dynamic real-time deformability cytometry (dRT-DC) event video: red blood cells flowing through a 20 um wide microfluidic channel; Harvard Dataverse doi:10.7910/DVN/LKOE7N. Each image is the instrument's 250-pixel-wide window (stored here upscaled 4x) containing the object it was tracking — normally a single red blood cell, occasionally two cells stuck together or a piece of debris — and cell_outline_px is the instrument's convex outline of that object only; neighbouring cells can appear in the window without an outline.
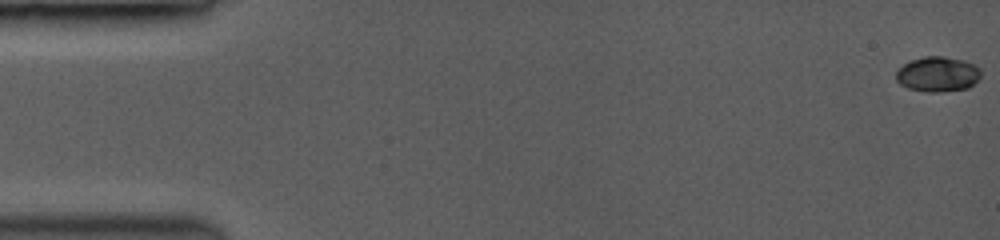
{"species": "common noctule bat (a hibernating species)", "species_latin": "Nyctalus noctula", "temperature_condition": "room temperature", "stored_images_in_passage": 57, "camera_frame_rate_fps": 3500, "um_per_image_px": 0.085, "animal": {"sex": "female", "body_mass_g": 19.0, "forearm_length_mm": 53.3}, "frame": {"image": 1, "passage_image": 1, "time_ms": 0.0, "image_size_px": [1000, 240], "cell_outline_px": [[980, 76], [968, 88], [940, 92], [928, 92], [908, 88], [900, 84], [896, 80], [896, 72], [904, 64], [912, 60], [924, 56], [940, 56], [964, 60], [976, 64], [980, 68]], "centroid_in_image_um": [79.71, 6.3], "position_along_channel_um": 5.3, "area_um2": 17.28}}
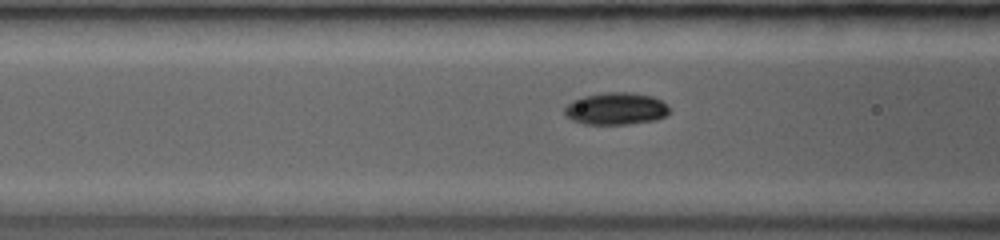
{"frame": {"image": 2, "passage_image": 24, "time_ms": 6.571, "image_size_px": [1000, 240], "cell_outline_px": [[668, 112], [664, 116], [656, 120], [628, 124], [584, 124], [572, 120], [564, 112], [564, 108], [572, 100], [584, 96], [604, 92], [624, 92], [652, 96], [660, 100], [668, 108]], "centroid_in_image_um": [52.32, 9.24], "position_along_channel_um": 114.3, "area_um2": 19.42}}
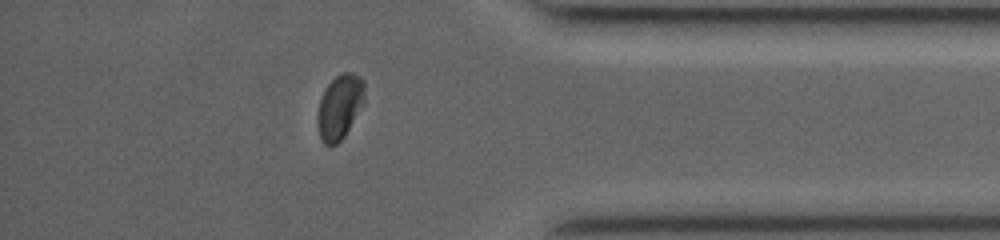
{"frame": {"image": 3, "passage_image": 50, "time_ms": 14.0, "image_size_px": [1000, 240], "cell_outline_px": [[364, 104], [344, 136], [336, 144], [324, 144], [320, 136], [316, 120], [316, 116], [320, 100], [324, 88], [340, 72], [352, 72], [360, 76], [364, 80]], "centroid_in_image_um": [28.87, 9.04], "position_along_channel_um": 406.3, "area_um2": 17.8}, "authors_computed_cell_mechanics": {"area_um2": 18.1492, "velocity_mm_per_s": 4.065, "shape_relaxation_time_tau1_ms": 2.2417, "shape_relaxation_time_tau2_ms": 6.8614, "deformation_change_tau1": 0.1233, "deformation_change_tau2": 0.0445}}